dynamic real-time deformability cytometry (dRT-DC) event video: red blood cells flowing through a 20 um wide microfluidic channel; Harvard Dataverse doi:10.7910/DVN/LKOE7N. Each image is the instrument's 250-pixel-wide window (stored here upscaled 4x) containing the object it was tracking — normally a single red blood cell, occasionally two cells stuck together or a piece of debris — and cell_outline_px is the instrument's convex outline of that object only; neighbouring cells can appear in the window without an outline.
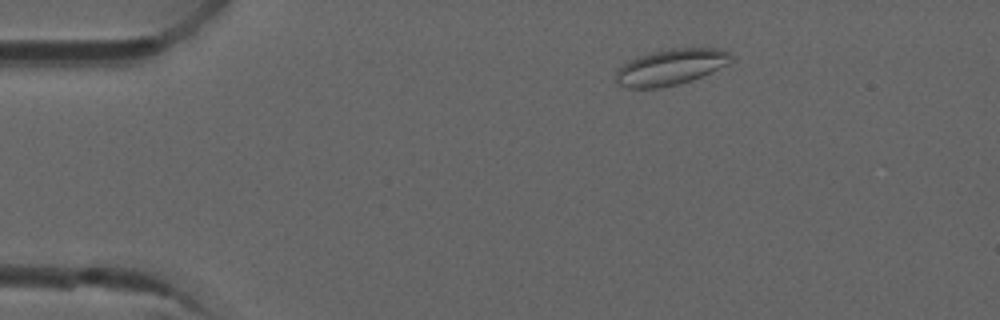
{"species": "common noctule bat (a hibernating species)", "species_latin": "Nyctalus noctula", "temperature_condition": "room temperature", "stored_images_in_passage": 4, "camera_frame_rate_fps": 3000, "um_per_image_px": 0.085, "animal": {"sex": "male", "forearm_length_mm": 52.5}, "frame": {"image": 1, "passage_image": 2, "time_ms": 0.333, "image_size_px": [1000, 320], "cell_outline_px": [[736, 56], [728, 64], [692, 80], [660, 88], [628, 88], [620, 84], [616, 80], [616, 72], [628, 60], [636, 56], [652, 52], [672, 48], [720, 48], [732, 52]], "centroid_in_image_um": [57.06, 5.68], "position_along_channel_um": 27.9, "area_um2": 24.22}}
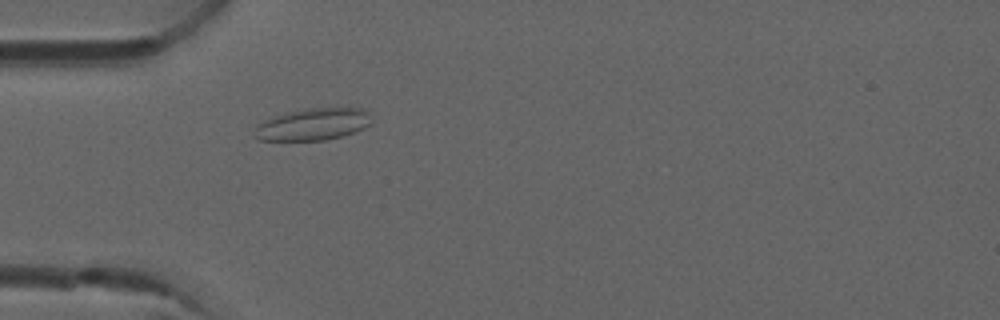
{"frame": {"image": 2, "passage_image": 4, "time_ms": 1.0, "image_size_px": [1000, 320], "cell_outline_px": [[372, 124], [364, 128], [344, 136], [324, 140], [260, 140], [252, 136], [256, 124], [264, 120], [288, 112], [308, 108], [364, 108], [368, 112], [372, 120]], "centroid_in_image_um": [26.61, 10.57], "position_along_channel_um": 58.4, "area_um2": 21.96}}